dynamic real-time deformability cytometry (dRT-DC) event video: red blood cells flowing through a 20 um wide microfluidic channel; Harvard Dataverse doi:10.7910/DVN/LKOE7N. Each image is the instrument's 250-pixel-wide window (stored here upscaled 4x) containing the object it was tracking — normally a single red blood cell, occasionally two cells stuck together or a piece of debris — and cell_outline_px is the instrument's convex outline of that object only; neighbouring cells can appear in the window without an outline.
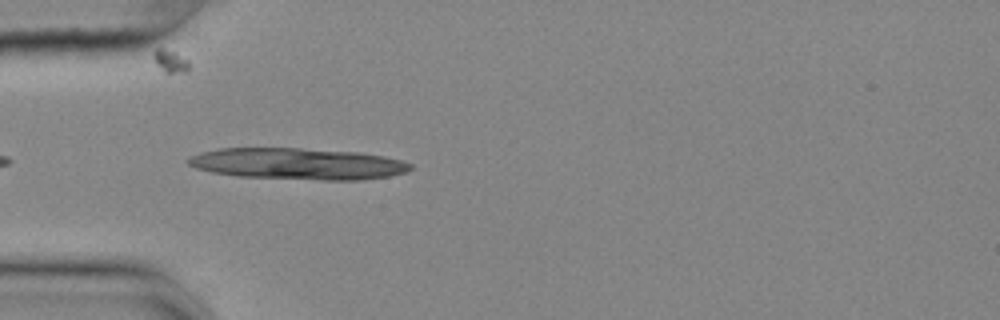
{"species": "common noctule bat (a hibernating species)", "species_latin": "Nyctalus noctula", "temperature_condition": "cold", "stored_images_in_passage": 28, "camera_frame_rate_fps": 3000, "um_per_image_px": 0.085, "animal": {"sex": "female", "body_mass_g": 25.1}, "frame": {"image": 1, "passage_image": 4, "time_ms": 1.0, "image_size_px": [1000, 320], "cell_outline_px": [[412, 168], [404, 172], [388, 176], [364, 180], [324, 180], [236, 176], [212, 172], [196, 168], [188, 164], [184, 160], [200, 152], [220, 148], [300, 148], [360, 152], [384, 156], [404, 160], [412, 164]], "centroid_in_image_um": [25.32, 13.92], "position_along_channel_um": 59.7, "area_um2": 40.92}}
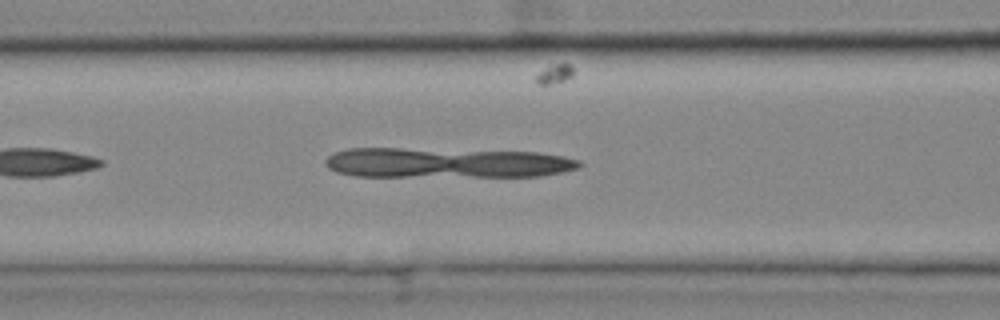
{"frame": {"image": 2, "passage_image": 10, "time_ms": 3.0, "image_size_px": [1000, 320], "cell_outline_px": [[584, 164], [580, 168], [564, 172], [540, 176], [356, 176], [336, 172], [328, 168], [324, 164], [324, 160], [328, 156], [336, 152], [348, 148], [400, 148], [536, 152], [564, 156], [580, 160]], "centroid_in_image_um": [37.98, 13.84], "position_along_channel_um": 128.6, "area_um2": 44.8}}
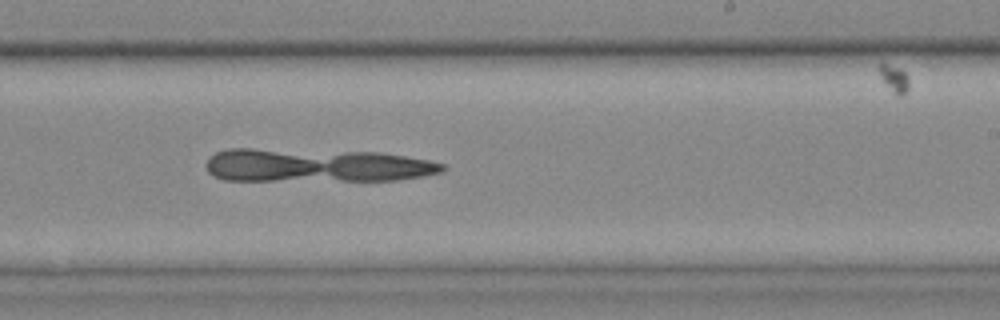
{"frame": {"image": 3, "passage_image": 21, "time_ms": 6.667, "image_size_px": [1000, 320], "cell_outline_px": [[448, 168], [444, 172], [396, 180], [224, 180], [212, 176], [208, 172], [204, 164], [216, 152], [228, 148], [252, 148], [380, 152], [428, 160], [448, 164]], "centroid_in_image_um": [26.88, 14.05], "position_along_channel_um": 262.1, "area_um2": 46.36}}